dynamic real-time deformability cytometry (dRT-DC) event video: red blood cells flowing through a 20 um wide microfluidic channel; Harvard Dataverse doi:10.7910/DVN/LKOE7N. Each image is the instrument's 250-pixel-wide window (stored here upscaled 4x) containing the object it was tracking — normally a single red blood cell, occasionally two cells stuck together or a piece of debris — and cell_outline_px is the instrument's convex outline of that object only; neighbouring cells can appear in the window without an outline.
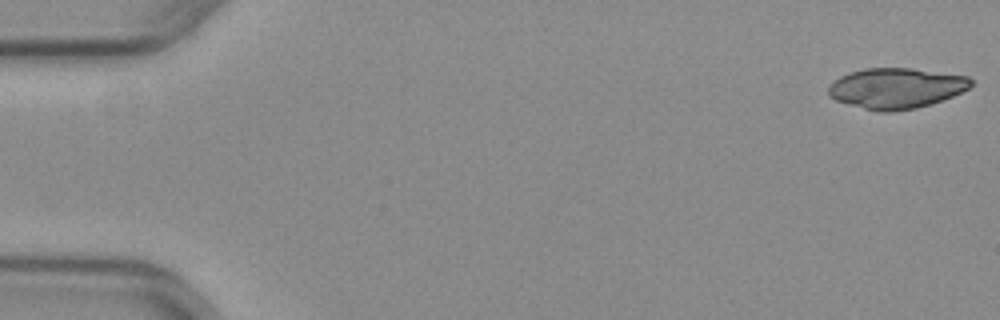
{"species": "common noctule bat (a hibernating species)", "species_latin": "Nyctalus noctula", "temperature_condition": "warm", "stored_images_in_passage": 31, "camera_frame_rate_fps": 3000, "um_per_image_px": 0.085, "animal": {"sex": "female", "body_mass_g": 29.2, "forearm_length_mm": 56.3}, "frame": {"image": 1, "passage_image": 1, "time_ms": 0.0, "image_size_px": [1000, 320], "cell_outline_px": [[972, 84], [968, 88], [952, 96], [916, 108], [892, 112], [880, 112], [848, 104], [836, 100], [828, 96], [828, 88], [840, 76], [864, 68], [912, 68], [968, 76], [972, 80]], "centroid_in_image_um": [76.16, 7.49], "position_along_channel_um": 8.8, "area_um2": 33.35}}
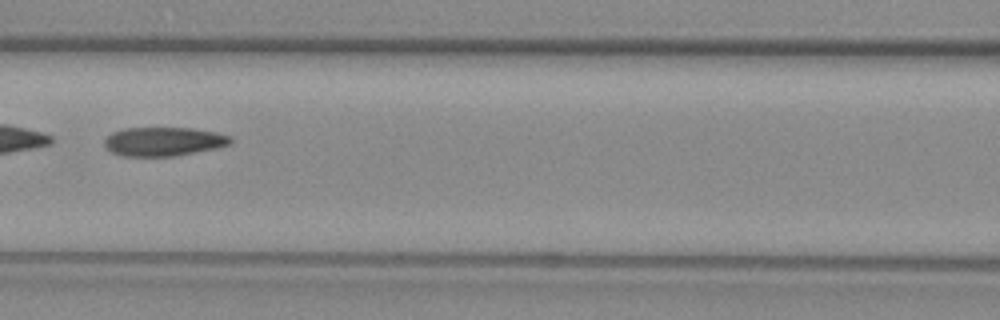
{"frame": {"image": 2, "passage_image": 24, "time_ms": 7.667, "image_size_px": [1000, 320], "cell_outline_px": [[232, 144], [216, 148], [172, 156], [124, 156], [112, 152], [104, 144], [104, 140], [112, 132], [124, 128], [192, 128], [216, 132], [232, 136]], "centroid_in_image_um": [13.93, 12.02], "position_along_channel_um": 152.7, "area_um2": 21.15}}